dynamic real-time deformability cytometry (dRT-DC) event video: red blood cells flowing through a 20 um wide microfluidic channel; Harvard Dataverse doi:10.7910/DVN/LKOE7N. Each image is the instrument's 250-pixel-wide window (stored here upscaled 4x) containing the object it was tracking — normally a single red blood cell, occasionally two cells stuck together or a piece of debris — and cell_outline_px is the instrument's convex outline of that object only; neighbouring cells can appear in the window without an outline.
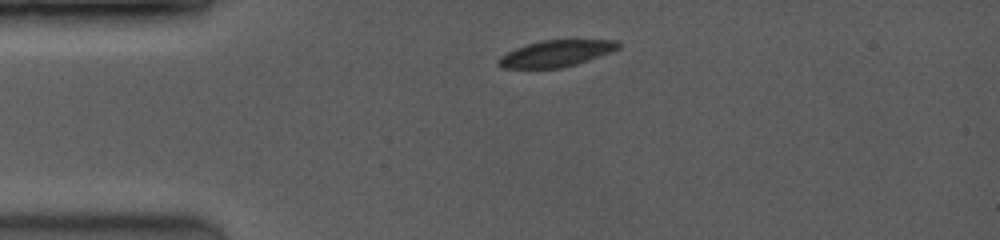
{"species": "common noctule bat (a hibernating species)", "species_latin": "Nyctalus noctula", "temperature_condition": "room temperature", "stored_images_in_passage": 14, "camera_frame_rate_fps": 3500, "um_per_image_px": 0.085, "animal": {"sex": "female", "body_mass_g": 19.0, "forearm_length_mm": 53.3}, "frame": {"image": 1, "passage_image": 1, "time_ms": 0.0, "image_size_px": [1000, 240], "cell_outline_px": [[620, 48], [612, 52], [576, 64], [560, 68], [500, 68], [496, 64], [496, 60], [500, 56], [516, 48], [528, 44], [544, 40], [616, 40], [620, 44]], "centroid_in_image_um": [47.25, 4.55], "position_along_channel_um": 37.8, "area_um2": 18.44}}
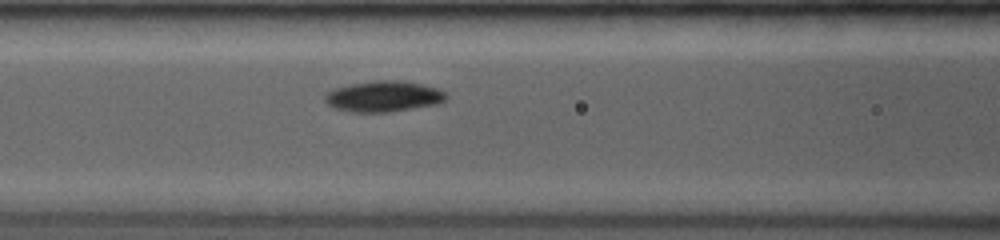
{"frame": {"image": 2, "passage_image": 10, "time_ms": 3.143, "image_size_px": [1000, 240], "cell_outline_px": [[448, 96], [444, 100], [436, 104], [388, 112], [352, 112], [336, 108], [328, 104], [324, 100], [324, 96], [328, 92], [336, 88], [352, 84], [372, 80], [396, 80], [420, 84], [436, 88], [444, 92]], "centroid_in_image_um": [32.58, 8.19], "position_along_channel_um": 134.0, "area_um2": 21.44}}
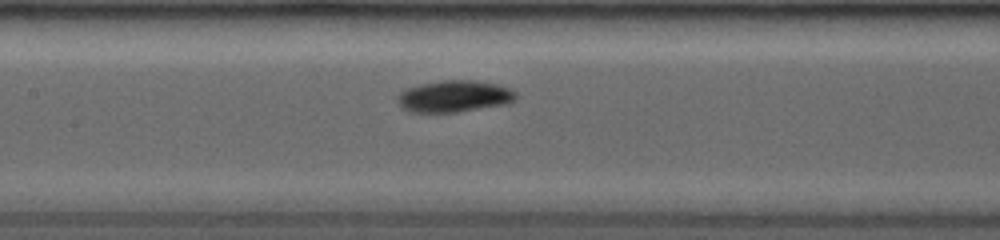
{"frame": {"image": 3, "passage_image": 13, "time_ms": 4.0, "image_size_px": [1000, 240], "cell_outline_px": [[516, 100], [504, 104], [456, 112], [408, 112], [396, 100], [396, 96], [400, 92], [408, 88], [420, 84], [440, 80], [476, 80], [496, 84], [508, 88], [516, 92]], "centroid_in_image_um": [38.59, 8.18], "position_along_channel_um": 168.8, "area_um2": 21.79}}